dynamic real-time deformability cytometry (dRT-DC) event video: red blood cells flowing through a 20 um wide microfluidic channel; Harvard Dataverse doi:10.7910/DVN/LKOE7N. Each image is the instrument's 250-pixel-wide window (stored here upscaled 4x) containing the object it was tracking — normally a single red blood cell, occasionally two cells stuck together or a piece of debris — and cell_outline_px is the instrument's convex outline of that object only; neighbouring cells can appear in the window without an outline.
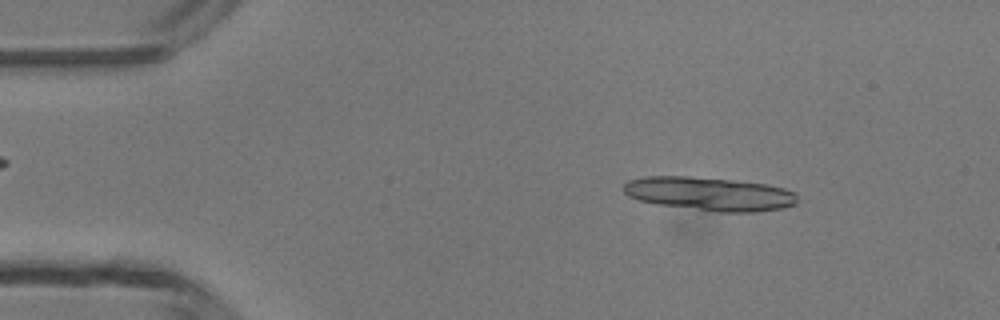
{"species": "common noctule bat (a hibernating species)", "species_latin": "Nyctalus noctula", "temperature_condition": "room temperature", "stored_images_in_passage": 4, "camera_frame_rate_fps": 3000, "um_per_image_px": 0.085, "animal": {"sex": "male", "body_mass_g": 13.3}, "frame": {"image": 1, "passage_image": 2, "time_ms": 2.0, "image_size_px": [1000, 320], "cell_outline_px": [[796, 204], [784, 208], [752, 212], [720, 212], [656, 204], [640, 200], [628, 196], [624, 192], [624, 184], [628, 180], [644, 176], [688, 176], [732, 180], [768, 184], [784, 188], [796, 192]], "centroid_in_image_um": [60.31, 16.47], "position_along_channel_um": 24.7, "area_um2": 34.04}}